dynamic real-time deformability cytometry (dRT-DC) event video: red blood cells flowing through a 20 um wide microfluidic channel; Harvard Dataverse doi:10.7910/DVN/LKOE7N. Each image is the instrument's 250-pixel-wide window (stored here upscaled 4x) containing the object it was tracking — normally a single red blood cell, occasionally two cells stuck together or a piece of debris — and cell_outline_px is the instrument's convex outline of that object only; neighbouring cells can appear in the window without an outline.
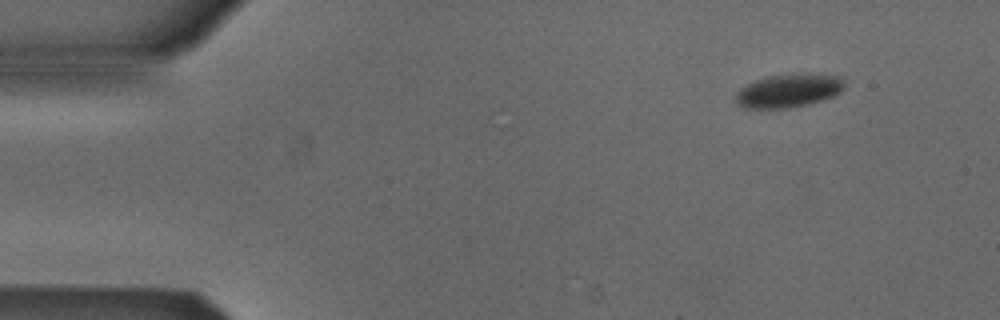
{"species": "Egyptian fruit bat (a non-hibernating species)", "species_latin": "Rousettus aegyptiacus", "temperature_condition": "cold", "stored_images_in_passage": 49, "camera_frame_rate_fps": 3000, "um_per_image_px": 0.085, "animal": {"sex": "male"}, "frame": {"image": 1, "passage_image": 1, "time_ms": 0.0, "image_size_px": [1000, 320], "cell_outline_px": [[844, 88], [840, 92], [832, 96], [808, 104], [788, 108], [744, 108], [736, 104], [736, 92], [740, 88], [756, 80], [768, 76], [804, 72], [840, 76], [844, 80]], "centroid_in_image_um": [67.04, 7.69], "position_along_channel_um": 18.0, "area_um2": 21.33}}
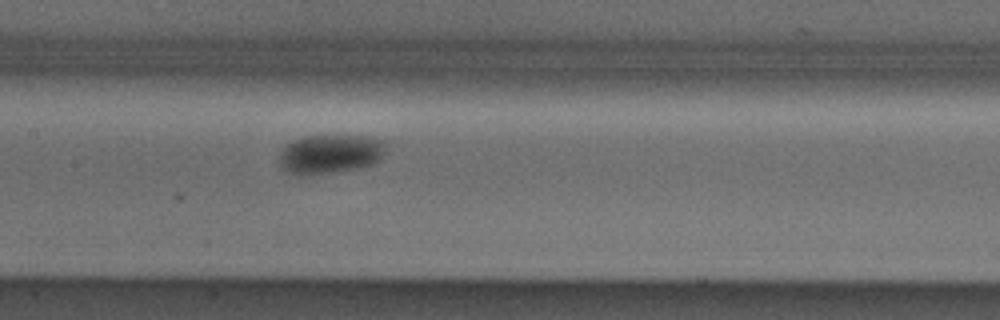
{"frame": {"image": 2, "passage_image": 21, "time_ms": 6.667, "image_size_px": [1000, 320], "cell_outline_px": [[388, 144], [380, 156], [372, 164], [356, 168], [312, 176], [300, 176], [288, 172], [280, 168], [280, 152], [292, 140], [304, 136], [368, 136], [384, 140]], "centroid_in_image_um": [28.03, 13.1], "position_along_channel_um": 179.4, "area_um2": 24.39}}
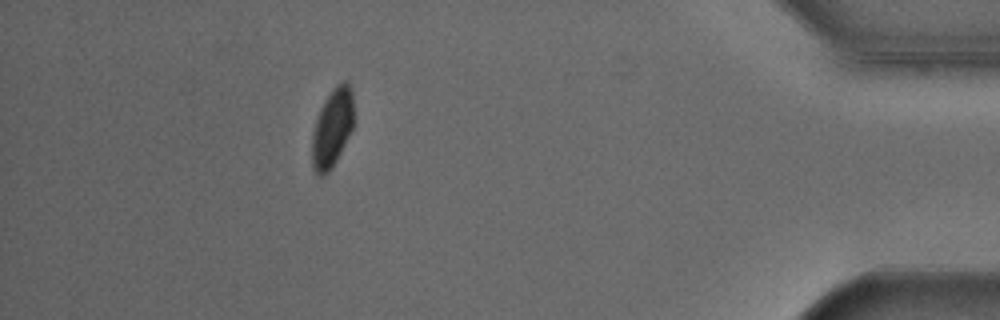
{"frame": {"image": 3, "passage_image": 43, "time_ms": 14.0, "image_size_px": [1000, 320], "cell_outline_px": [[352, 128], [332, 168], [324, 176], [320, 176], [312, 168], [312, 136], [316, 120], [320, 108], [324, 100], [332, 88], [336, 84], [344, 80], [348, 80], [352, 88]], "centroid_in_image_um": [28.22, 10.84], "position_along_channel_um": 407.0, "area_um2": 18.96}, "authors_computed_cell_mechanics": {"area_um2": 22.3108, "velocity_mm_per_s": 3.853, "shape_relaxation_time_tau1_ms": 1.4916, "shape_relaxation_time_tau2_ms": null, "deformation_change_tau1": 0.0401, "deformation_change_tau2": null}}